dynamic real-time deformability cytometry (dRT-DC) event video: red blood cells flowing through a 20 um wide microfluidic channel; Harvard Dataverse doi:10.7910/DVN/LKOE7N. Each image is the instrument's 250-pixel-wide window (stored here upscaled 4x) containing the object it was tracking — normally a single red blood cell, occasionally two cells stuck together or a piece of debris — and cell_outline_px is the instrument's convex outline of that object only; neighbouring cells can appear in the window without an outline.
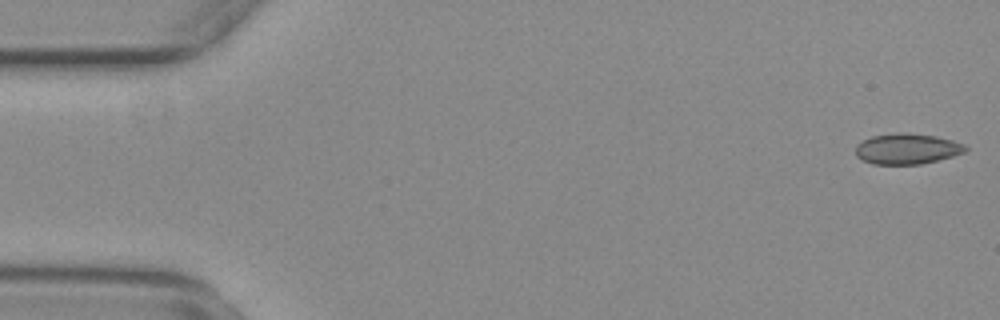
{"species": "common noctule bat (a hibernating species)", "species_latin": "Nyctalus noctula", "temperature_condition": "warm", "stored_images_in_passage": 54, "camera_frame_rate_fps": 3000, "um_per_image_px": 0.085, "animal": {"sex": "female", "body_mass_g": 29.2, "forearm_length_mm": 56.3}, "frame": {"image": 1, "passage_image": 1, "time_ms": 0.0, "image_size_px": [1000, 320], "cell_outline_px": [[968, 148], [964, 152], [952, 156], [920, 164], [872, 164], [856, 156], [856, 144], [872, 136], [936, 136], [952, 140], [964, 144]], "centroid_in_image_um": [77.1, 12.7], "position_along_channel_um": 7.9, "area_um2": 18.5}}
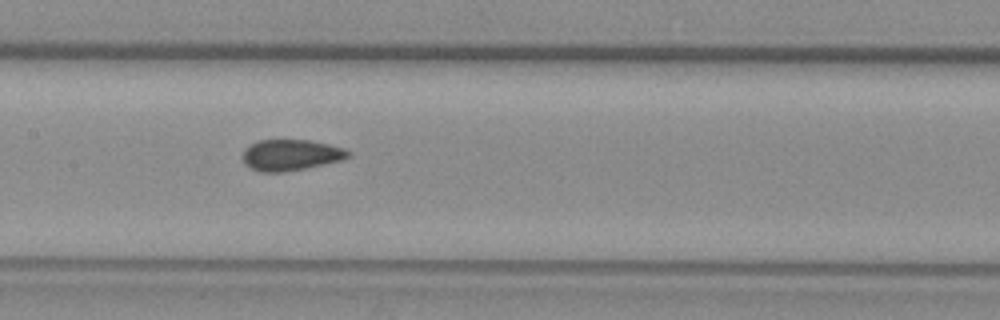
{"frame": {"image": 2, "passage_image": 26, "time_ms": 8.333, "image_size_px": [1000, 320], "cell_outline_px": [[352, 156], [344, 160], [284, 172], [260, 172], [244, 164], [244, 148], [260, 140], [308, 140], [328, 144], [344, 148], [352, 152]], "centroid_in_image_um": [24.77, 13.18], "position_along_channel_um": 182.6, "area_um2": 19.07}}
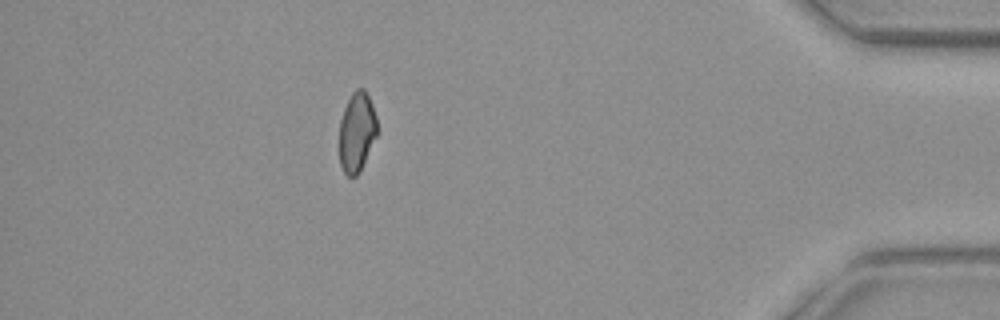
{"frame": {"image": 3, "passage_image": 48, "time_ms": 15.667, "image_size_px": [1000, 320], "cell_outline_px": [[380, 132], [360, 172], [356, 176], [348, 176], [344, 172], [340, 164], [340, 120], [344, 108], [352, 92], [356, 88], [364, 88], [372, 104], [376, 116]], "centroid_in_image_um": [30.37, 11.23], "position_along_channel_um": 404.8, "area_um2": 17.98}, "authors_computed_cell_mechanics": {"area_um2": 19.3341, "velocity_mm_per_s": 3.7571, "shape_relaxation_time_tau1_ms": null, "shape_relaxation_time_tau2_ms": 1.5622, "deformation_change_tau1": null, "deformation_change_tau2": 0.054}}